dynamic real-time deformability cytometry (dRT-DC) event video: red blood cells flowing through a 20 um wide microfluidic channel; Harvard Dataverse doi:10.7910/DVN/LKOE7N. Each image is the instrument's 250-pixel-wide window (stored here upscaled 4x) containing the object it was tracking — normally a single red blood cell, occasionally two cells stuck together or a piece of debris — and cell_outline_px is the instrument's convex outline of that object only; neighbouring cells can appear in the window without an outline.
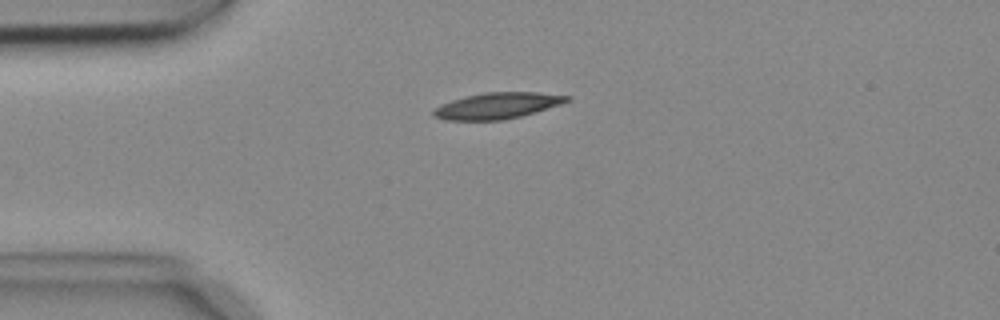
{"species": "common noctule bat (a hibernating species)", "species_latin": "Nyctalus noctula", "temperature_condition": "cold", "stored_images_in_passage": 4, "camera_frame_rate_fps": 3000, "um_per_image_px": 0.085, "animal": {"sex": "female", "body_mass_g": 18.4}, "frame": {"image": 1, "passage_image": 3, "time_ms": 0.667, "image_size_px": [1000, 320], "cell_outline_px": [[572, 100], [560, 104], [520, 116], [504, 120], [444, 120], [432, 116], [432, 108], [440, 104], [464, 96], [484, 92], [536, 92], [572, 96]], "centroid_in_image_um": [42.22, 8.98], "position_along_channel_um": 42.8, "area_um2": 20.46}}